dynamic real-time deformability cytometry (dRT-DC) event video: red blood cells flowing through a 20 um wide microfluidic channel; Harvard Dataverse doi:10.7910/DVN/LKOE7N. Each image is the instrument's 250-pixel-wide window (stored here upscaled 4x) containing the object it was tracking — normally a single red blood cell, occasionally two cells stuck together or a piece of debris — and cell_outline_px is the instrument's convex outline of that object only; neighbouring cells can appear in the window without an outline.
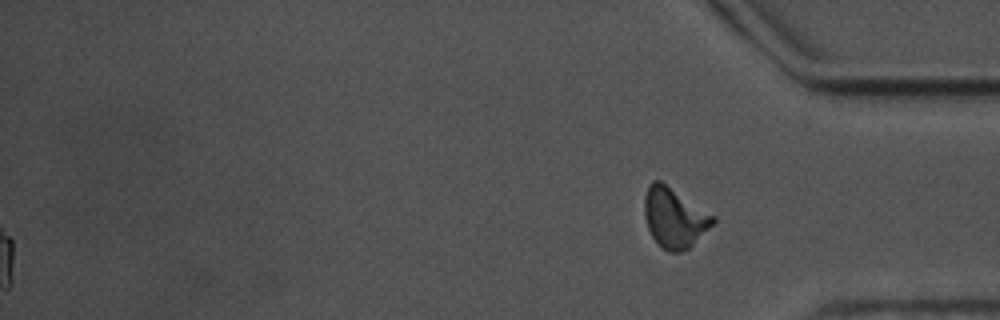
{"species": "common noctule bat (a hibernating species)", "species_latin": "Nyctalus noctula", "temperature_condition": "warm", "stored_images_in_passage": 46, "segment_of_instrument_passage": [2, 2], "camera_frame_rate_fps": 3000, "um_per_image_px": 0.085, "animal": {"sex": "male", "body_mass_g": 17.5, "forearm_length_mm": 52.3}, "frame": {"image": 1, "passage_image": 46, "time_ms": 15.0, "image_size_px": [1000, 320], "cell_outline_px": [[716, 224], [688, 248], [680, 252], [668, 252], [660, 248], [656, 244], [648, 228], [644, 216], [644, 196], [648, 184], [652, 180], [660, 180], [716, 216]], "centroid_in_image_um": [57.33, 18.51], "position_along_channel_um": 377.9, "area_um2": 24.39}}